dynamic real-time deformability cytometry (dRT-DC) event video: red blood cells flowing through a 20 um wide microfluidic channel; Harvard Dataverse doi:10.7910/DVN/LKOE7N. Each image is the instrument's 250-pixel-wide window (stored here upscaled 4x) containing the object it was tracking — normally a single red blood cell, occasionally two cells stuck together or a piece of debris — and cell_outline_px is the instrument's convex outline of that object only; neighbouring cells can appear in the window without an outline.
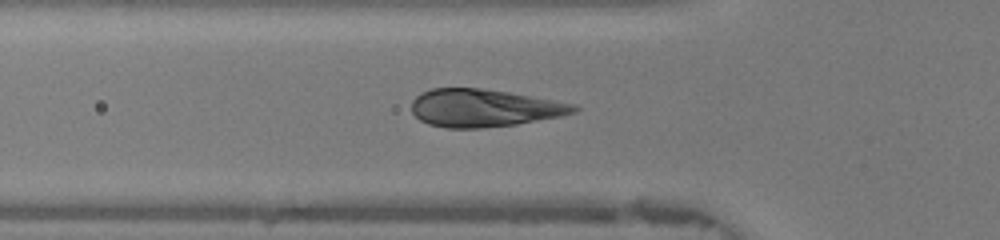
{"species": "human", "species_latin": "Homo sapiens", "temperature_condition": "warm", "stored_images_in_passage": 43, "camera_frame_rate_fps": 3000, "um_per_image_px": 0.085, "donor": {"sex": "female"}, "frame": {"image": 1, "passage_image": 12, "time_ms": 3.667, "image_size_px": [1000, 240], "cell_outline_px": [[580, 108], [576, 112], [560, 116], [516, 124], [484, 128], [444, 128], [428, 124], [420, 120], [412, 112], [412, 100], [420, 92], [432, 88], [480, 88], [508, 92], [576, 104]], "centroid_in_image_um": [41.12, 9.18], "position_along_channel_um": 84.7, "area_um2": 35.66}}
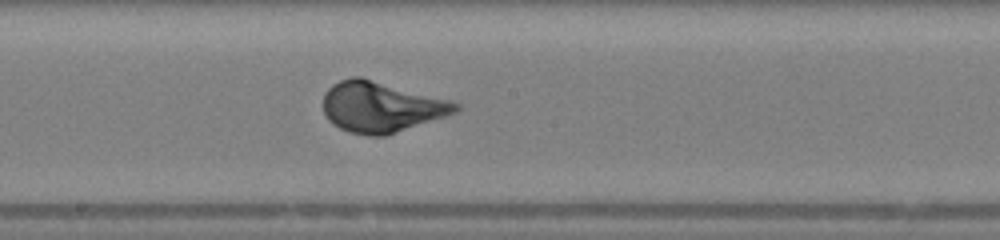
{"frame": {"image": 2, "passage_image": 21, "time_ms": 6.667, "image_size_px": [1000, 240], "cell_outline_px": [[460, 108], [456, 112], [448, 116], [384, 136], [368, 136], [352, 132], [340, 128], [332, 124], [328, 120], [324, 112], [324, 92], [332, 84], [340, 80], [352, 76], [360, 76], [452, 100], [460, 104]], "centroid_in_image_um": [32.42, 9.08], "position_along_channel_um": 215.8, "area_um2": 39.3}}
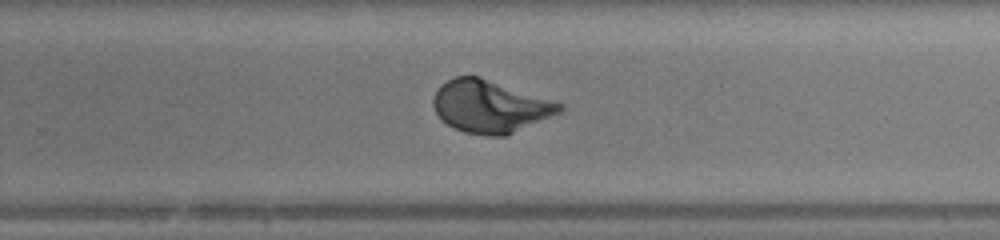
{"frame": {"image": 3, "passage_image": 26, "time_ms": 8.333, "image_size_px": [1000, 240], "cell_outline_px": [[564, 108], [560, 112], [508, 136], [488, 136], [464, 132], [440, 120], [432, 104], [432, 100], [440, 84], [456, 76], [476, 76], [564, 104]], "centroid_in_image_um": [41.63, 9.07], "position_along_channel_um": 288.2, "area_um2": 38.21}, "authors_computed_cell_mechanics": {"area_um2": 39.304, "velocity_mm_per_s": 4.3539, "shape_relaxation_time_tau1_ms": 2.8765, "shape_relaxation_time_tau2_ms": null, "deformation_change_tau1": 0.2033, "deformation_change_tau2": null}}